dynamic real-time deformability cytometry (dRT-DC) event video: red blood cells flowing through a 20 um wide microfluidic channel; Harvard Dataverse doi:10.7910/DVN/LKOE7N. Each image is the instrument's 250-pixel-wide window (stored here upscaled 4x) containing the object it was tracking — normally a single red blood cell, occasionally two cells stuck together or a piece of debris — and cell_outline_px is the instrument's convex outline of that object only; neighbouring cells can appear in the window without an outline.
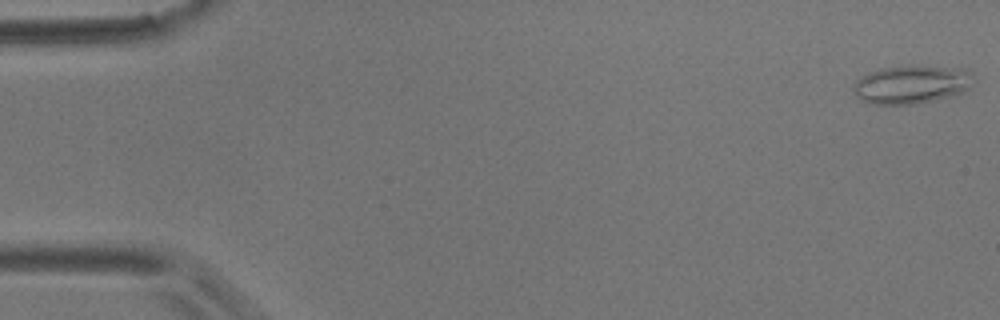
{"species": "common noctule bat (a hibernating species)", "species_latin": "Nyctalus noctula", "temperature_condition": "room temperature", "stored_images_in_passage": 4, "camera_frame_rate_fps": 3000, "um_per_image_px": 0.085, "animal": {"sex": "male", "body_mass_g": 17.9}, "frame": {"image": 1, "passage_image": 1, "time_ms": 0.0, "image_size_px": [1000, 320], "cell_outline_px": [[976, 80], [968, 88], [960, 92], [948, 96], [916, 104], [872, 104], [856, 96], [852, 88], [852, 84], [856, 80], [868, 72], [880, 68], [908, 64], [968, 68], [972, 72]], "centroid_in_image_um": [77.5, 7.13], "position_along_channel_um": 7.5, "area_um2": 27.4}}